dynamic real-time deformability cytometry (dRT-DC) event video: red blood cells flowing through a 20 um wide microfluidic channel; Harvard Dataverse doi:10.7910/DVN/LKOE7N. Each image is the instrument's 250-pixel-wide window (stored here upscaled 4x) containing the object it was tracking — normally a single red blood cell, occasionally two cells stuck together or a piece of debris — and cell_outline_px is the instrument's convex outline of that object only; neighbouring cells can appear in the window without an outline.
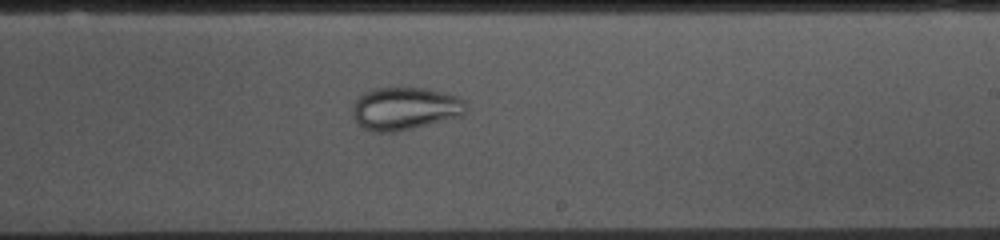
{"species": "common noctule bat (a hibernating species)", "species_latin": "Nyctalus noctula", "temperature_condition": "cold", "stored_images_in_passage": 54, "camera_frame_rate_fps": 3000, "um_per_image_px": 0.085, "animal": {"sex": "female", "body_mass_g": 10.0, "forearm_length_mm": 53.1}, "frame": {"image": 1, "passage_image": 31, "time_ms": 10.0, "image_size_px": [1000, 240], "cell_outline_px": [[468, 108], [460, 116], [412, 128], [392, 132], [372, 132], [364, 128], [352, 116], [352, 104], [364, 92], [376, 88], [424, 88], [460, 96], [464, 100]], "centroid_in_image_um": [34.41, 9.22], "position_along_channel_um": 254.6, "area_um2": 28.15}}
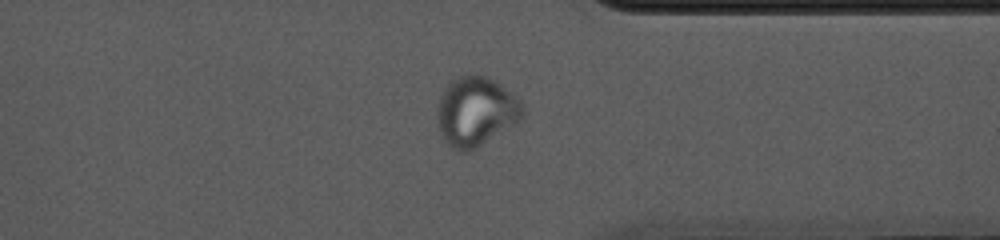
{"frame": {"image": 2, "passage_image": 41, "time_ms": 13.333, "image_size_px": [1000, 240], "cell_outline_px": [[524, 112], [520, 120], [476, 148], [468, 152], [460, 152], [452, 148], [440, 136], [436, 116], [436, 108], [440, 96], [444, 88], [452, 80], [464, 72], [468, 72], [488, 76], [500, 84], [520, 100], [524, 104]], "centroid_in_image_um": [40.41, 9.45], "position_along_channel_um": 371.0, "area_um2": 35.03}}
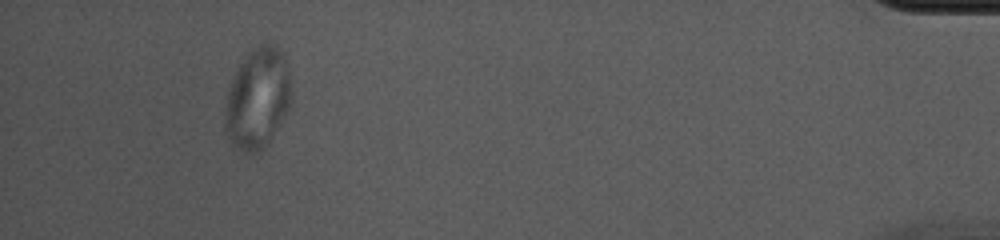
{"frame": {"image": 3, "passage_image": 50, "time_ms": 16.333, "image_size_px": [1000, 240], "cell_outline_px": [[292, 96], [288, 108], [268, 144], [252, 156], [236, 148], [232, 144], [224, 132], [224, 116], [228, 88], [244, 52], [260, 44], [272, 44], [280, 48], [284, 56], [292, 88]], "centroid_in_image_um": [21.86, 8.36], "position_along_channel_um": 413.3, "area_um2": 39.54}}